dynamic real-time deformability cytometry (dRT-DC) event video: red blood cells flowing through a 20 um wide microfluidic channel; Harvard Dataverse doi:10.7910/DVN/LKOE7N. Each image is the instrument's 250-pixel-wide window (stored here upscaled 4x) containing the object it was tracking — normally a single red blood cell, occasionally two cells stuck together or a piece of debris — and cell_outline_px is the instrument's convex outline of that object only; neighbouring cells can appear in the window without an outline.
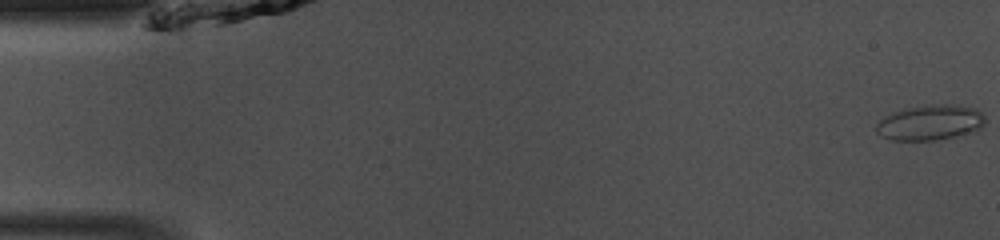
{"species": "common noctule bat (a hibernating species)", "species_latin": "Nyctalus noctula", "temperature_condition": "room temperature", "stored_images_in_passage": 48, "camera_frame_rate_fps": 3000, "um_per_image_px": 0.085, "animal": {"sex": "male", "body_mass_g": 13.0, "forearm_length_mm": 53.1}, "frame": {"image": 1, "passage_image": 1, "time_ms": 0.0, "image_size_px": [1000, 240], "cell_outline_px": [[984, 124], [980, 128], [972, 132], [936, 140], [892, 140], [880, 136], [876, 132], [876, 124], [884, 116], [908, 108], [936, 104], [952, 104], [976, 108], [984, 116]], "centroid_in_image_um": [79.06, 10.42], "position_along_channel_um": 5.9, "area_um2": 22.2}}
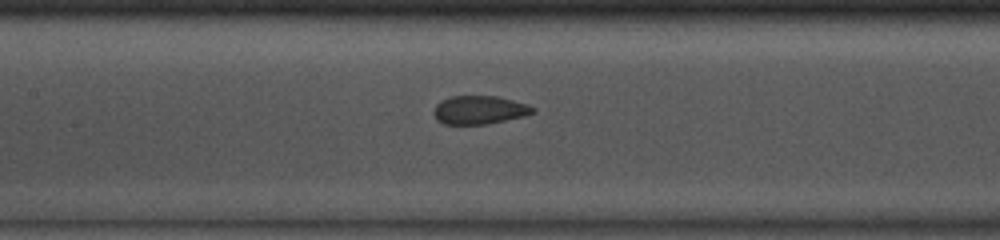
{"frame": {"image": 2, "passage_image": 22, "time_ms": 7.0, "image_size_px": [1000, 240], "cell_outline_px": [[536, 112], [524, 116], [484, 124], [444, 124], [436, 120], [432, 112], [436, 104], [440, 100], [452, 96], [496, 96], [528, 104], [536, 108]], "centroid_in_image_um": [40.72, 9.34], "position_along_channel_um": 166.7, "area_um2": 16.47}}
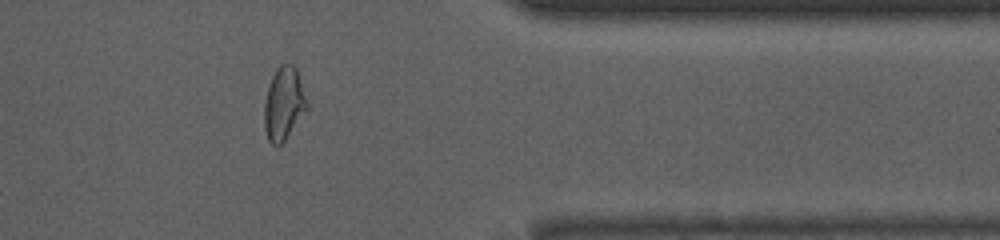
{"frame": {"image": 3, "passage_image": 39, "time_ms": 12.667, "image_size_px": [1000, 240], "cell_outline_px": [[308, 108], [284, 140], [280, 144], [272, 144], [268, 140], [264, 128], [264, 104], [268, 88], [272, 76], [276, 68], [280, 64], [292, 64], [296, 68], [308, 104]], "centroid_in_image_um": [24.11, 8.79], "position_along_channel_um": 387.3, "area_um2": 17.86}}